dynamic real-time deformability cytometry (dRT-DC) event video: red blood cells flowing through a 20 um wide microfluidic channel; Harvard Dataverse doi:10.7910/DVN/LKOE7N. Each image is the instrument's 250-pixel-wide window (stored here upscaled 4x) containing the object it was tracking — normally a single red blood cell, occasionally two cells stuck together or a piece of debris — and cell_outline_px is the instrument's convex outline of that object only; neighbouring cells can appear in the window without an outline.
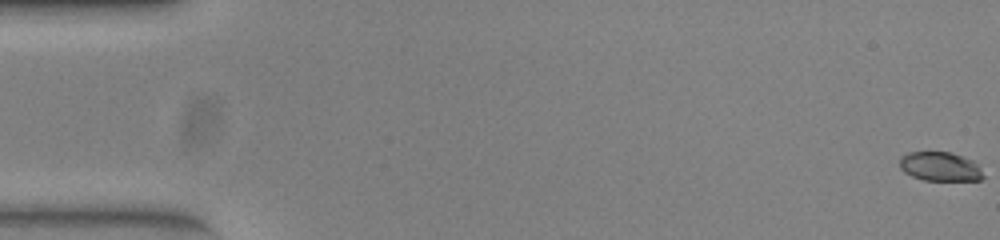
{"species": "common noctule bat (a hibernating species)", "species_latin": "Nyctalus noctula", "temperature_condition": "warm", "stored_images_in_passage": 53, "camera_frame_rate_fps": 3000, "um_per_image_px": 0.085, "animal": {"sex": "female", "body_mass_g": 23.0, "forearm_length_mm": 53.4}, "frame": {"image": 1, "passage_image": 1, "time_ms": 0.0, "image_size_px": [1000, 240], "cell_outline_px": [[984, 176], [980, 180], [924, 180], [912, 176], [904, 172], [900, 168], [900, 156], [908, 152], [952, 152], [964, 156], [972, 160], [980, 168]], "centroid_in_image_um": [79.9, 14.14], "position_along_channel_um": 5.1, "area_um2": 14.22}}
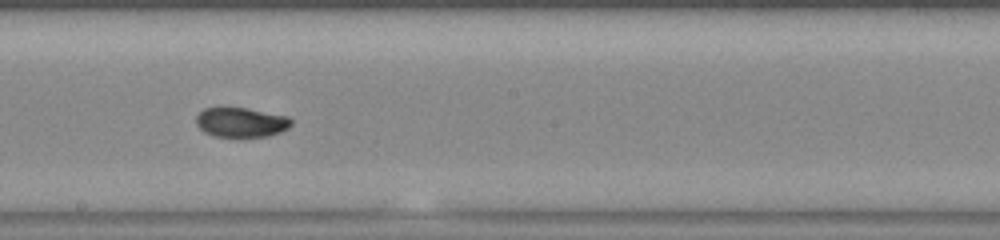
{"frame": {"image": 2, "passage_image": 30, "time_ms": 9.667, "image_size_px": [1000, 240], "cell_outline_px": [[292, 124], [288, 128], [280, 132], [268, 136], [240, 140], [212, 136], [204, 132], [196, 124], [196, 116], [204, 108], [248, 108], [288, 116], [292, 120]], "centroid_in_image_um": [20.5, 10.45], "position_along_channel_um": 227.7, "area_um2": 17.17}}
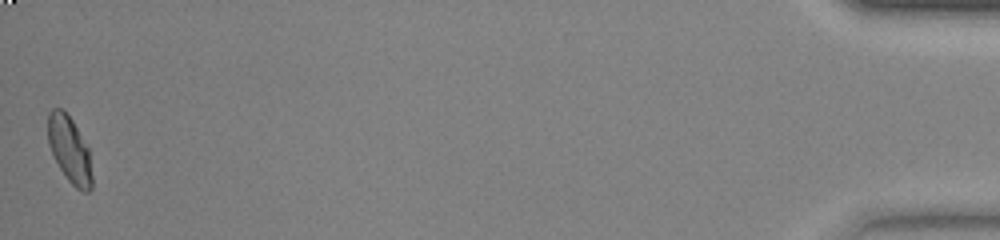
{"frame": {"image": 3, "passage_image": 53, "time_ms": 17.333, "image_size_px": [1000, 240], "cell_outline_px": [[92, 188], [88, 192], [84, 192], [76, 188], [68, 180], [60, 168], [48, 144], [48, 112], [52, 108], [64, 108], [72, 120], [88, 148], [92, 176]], "centroid_in_image_um": [5.91, 12.7], "position_along_channel_um": 429.3, "area_um2": 16.94}, "authors_computed_cell_mechanics": {"area_um2": 16.7042, "velocity_mm_per_s": 3.9279, "shape_relaxation_time_tau1_ms": 3.4926, "shape_relaxation_time_tau2_ms": 0.8852, "deformation_change_tau1": 0.1537, "deformation_change_tau2": 0.0387}}